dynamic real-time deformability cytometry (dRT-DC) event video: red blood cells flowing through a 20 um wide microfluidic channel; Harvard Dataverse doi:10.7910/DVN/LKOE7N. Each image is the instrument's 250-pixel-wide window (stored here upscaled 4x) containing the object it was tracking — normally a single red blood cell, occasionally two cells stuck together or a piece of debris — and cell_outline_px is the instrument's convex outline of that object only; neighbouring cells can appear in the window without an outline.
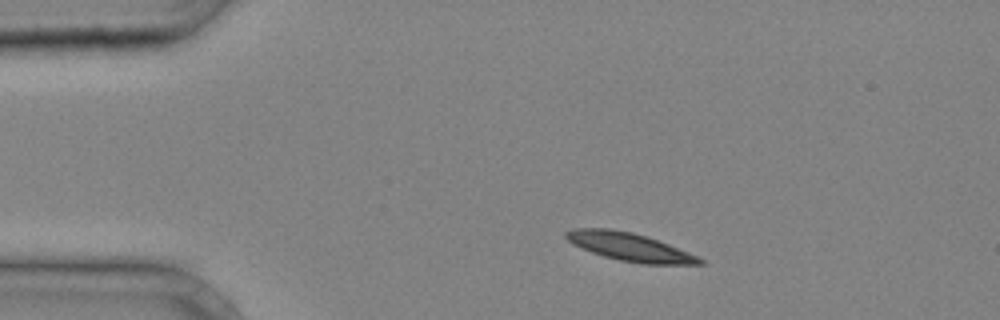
{"species": "common noctule bat (a hibernating species)", "species_latin": "Nyctalus noctula", "temperature_condition": "cold", "stored_images_in_passage": 35, "camera_frame_rate_fps": 3000, "um_per_image_px": 0.085, "animal": {"sex": "male", "body_mass_g": 20.4}, "frame": {"image": 1, "passage_image": 4, "time_ms": 1.0, "image_size_px": [1000, 320], "cell_outline_px": [[708, 264], [640, 264], [620, 260], [604, 256], [592, 252], [572, 244], [564, 236], [564, 232], [572, 228], [608, 228], [632, 232], [648, 236], [700, 256]], "centroid_in_image_um": [53.55, 20.98], "position_along_channel_um": 31.4, "area_um2": 22.14}}
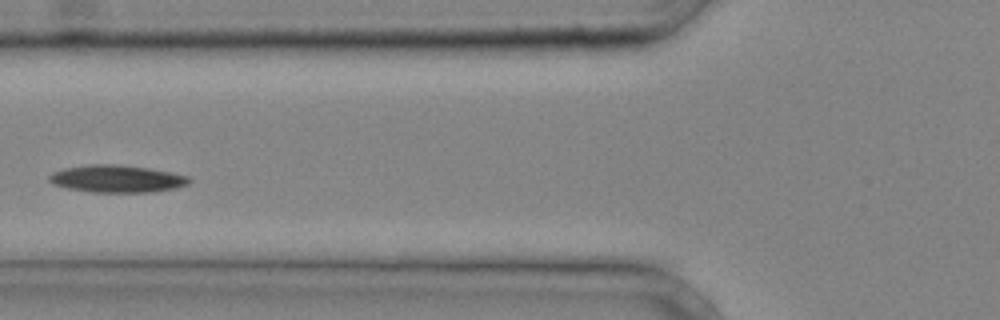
{"frame": {"image": 2, "passage_image": 12, "time_ms": 3.667, "image_size_px": [1000, 320], "cell_outline_px": [[192, 180], [188, 184], [176, 188], [152, 192], [92, 192], [68, 188], [56, 184], [48, 180], [48, 176], [52, 172], [64, 168], [88, 164], [116, 164], [148, 168], [172, 172], [188, 176]], "centroid_in_image_um": [9.96, 15.19], "position_along_channel_um": 115.8, "area_um2": 22.31}}
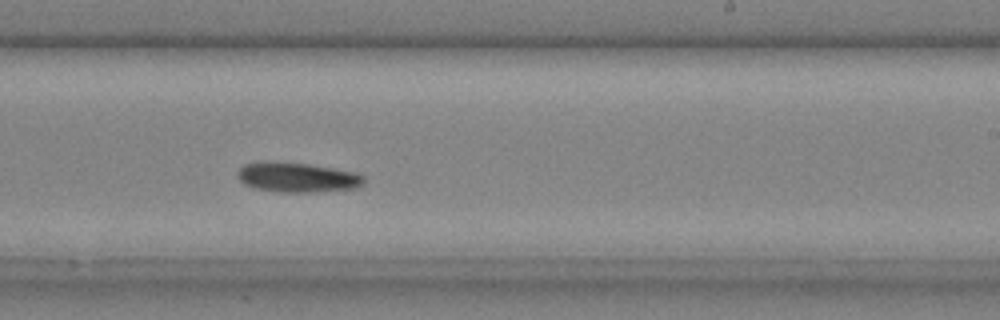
{"frame": {"image": 3, "passage_image": 21, "time_ms": 6.667, "image_size_px": [1000, 320], "cell_outline_px": [[364, 184], [356, 188], [312, 192], [276, 192], [256, 188], [244, 184], [236, 176], [236, 172], [244, 164], [260, 160], [276, 160], [308, 164], [356, 172], [364, 176]], "centroid_in_image_um": [25.21, 15.05], "position_along_channel_um": 263.8, "area_um2": 22.37}}